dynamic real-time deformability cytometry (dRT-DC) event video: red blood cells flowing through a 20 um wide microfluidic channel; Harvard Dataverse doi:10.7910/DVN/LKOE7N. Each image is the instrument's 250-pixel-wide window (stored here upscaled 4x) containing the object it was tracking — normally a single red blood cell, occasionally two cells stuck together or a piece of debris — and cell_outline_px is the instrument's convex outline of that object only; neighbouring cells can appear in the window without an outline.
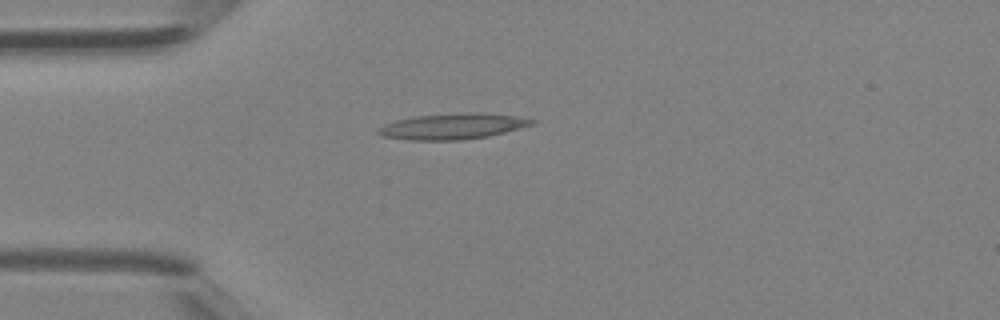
{"species": "Egyptian fruit bat (a non-hibernating species)", "species_latin": "Rousettus aegyptiacus", "temperature_condition": "room temperature", "stored_images_in_passage": 30, "camera_frame_rate_fps": 3000, "um_per_image_px": 0.085, "animal": {"sex": "female"}, "frame": {"image": 1, "passage_image": 1, "time_ms": 0.0, "image_size_px": [1000, 320], "cell_outline_px": [[540, 120], [536, 124], [488, 136], [460, 140], [408, 140], [384, 136], [376, 132], [376, 128], [384, 124], [396, 120], [416, 116], [468, 112], [480, 112], [512, 116]], "centroid_in_image_um": [38.48, 10.73], "position_along_channel_um": 46.5, "area_um2": 23.12}}
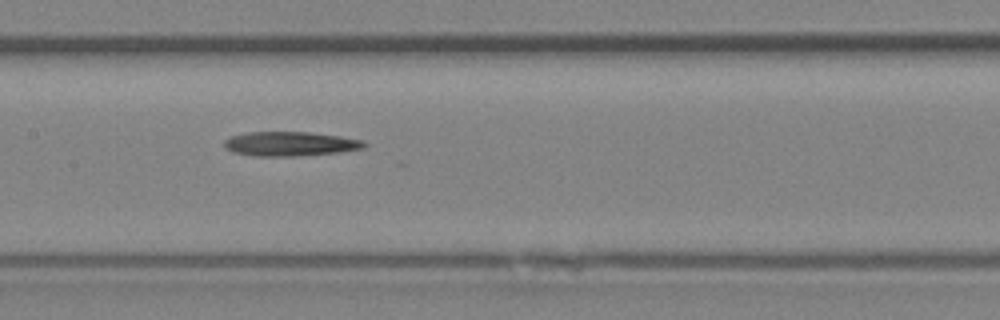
{"frame": {"image": 2, "passage_image": 10, "time_ms": 3.0, "image_size_px": [1000, 320], "cell_outline_px": [[368, 144], [364, 148], [340, 152], [296, 156], [252, 156], [232, 152], [224, 148], [224, 140], [232, 136], [248, 132], [312, 132], [340, 136], [364, 140]], "centroid_in_image_um": [24.67, 12.23], "position_along_channel_um": 182.7, "area_um2": 20.06}}
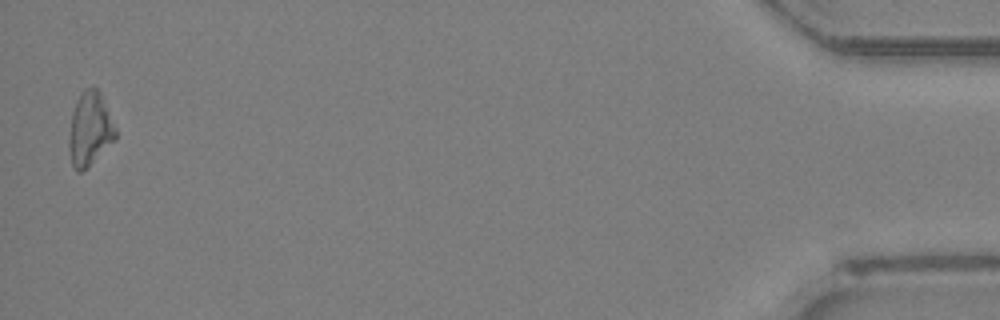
{"frame": {"image": 3, "passage_image": 30, "time_ms": 9.667, "image_size_px": [1000, 320], "cell_outline_px": [[116, 140], [88, 168], [80, 172], [76, 172], [72, 168], [68, 148], [68, 140], [72, 112], [76, 100], [80, 92], [84, 88], [96, 88], [100, 92], [116, 128]], "centroid_in_image_um": [7.62, 11.02], "position_along_channel_um": 427.6, "area_um2": 20.4}}